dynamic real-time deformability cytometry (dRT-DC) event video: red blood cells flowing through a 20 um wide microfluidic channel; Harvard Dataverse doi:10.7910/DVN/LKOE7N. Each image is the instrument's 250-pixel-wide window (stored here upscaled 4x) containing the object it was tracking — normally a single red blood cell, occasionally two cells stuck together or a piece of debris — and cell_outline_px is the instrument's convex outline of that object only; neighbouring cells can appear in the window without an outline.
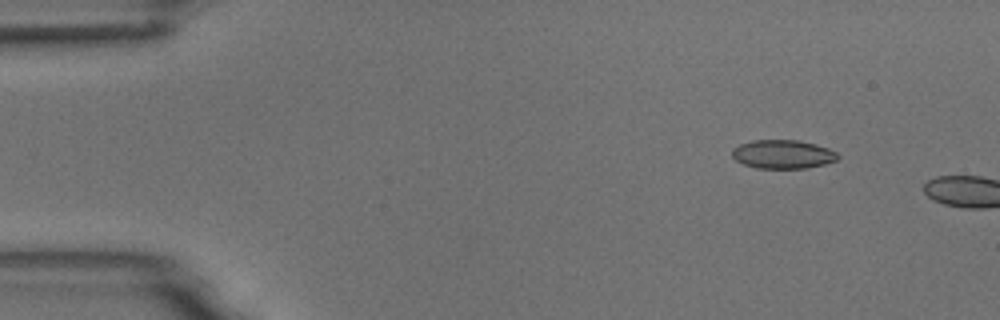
{"species": "common noctule bat (a hibernating species)", "species_latin": "Nyctalus noctula", "temperature_condition": "room temperature", "stored_images_in_passage": 3, "camera_frame_rate_fps": 3000, "um_per_image_px": 0.085, "animal": {"sex": "male", "body_mass_g": 18.8}, "frame": {"image": 1, "passage_image": 2, "time_ms": 0.333, "image_size_px": [1000, 320], "cell_outline_px": [[840, 156], [836, 160], [824, 164], [808, 168], [756, 168], [744, 164], [736, 160], [732, 156], [732, 148], [740, 144], [752, 140], [796, 140], [816, 144], [828, 148], [836, 152]], "centroid_in_image_um": [66.54, 13.11], "position_along_channel_um": 18.5, "area_um2": 17.69}}